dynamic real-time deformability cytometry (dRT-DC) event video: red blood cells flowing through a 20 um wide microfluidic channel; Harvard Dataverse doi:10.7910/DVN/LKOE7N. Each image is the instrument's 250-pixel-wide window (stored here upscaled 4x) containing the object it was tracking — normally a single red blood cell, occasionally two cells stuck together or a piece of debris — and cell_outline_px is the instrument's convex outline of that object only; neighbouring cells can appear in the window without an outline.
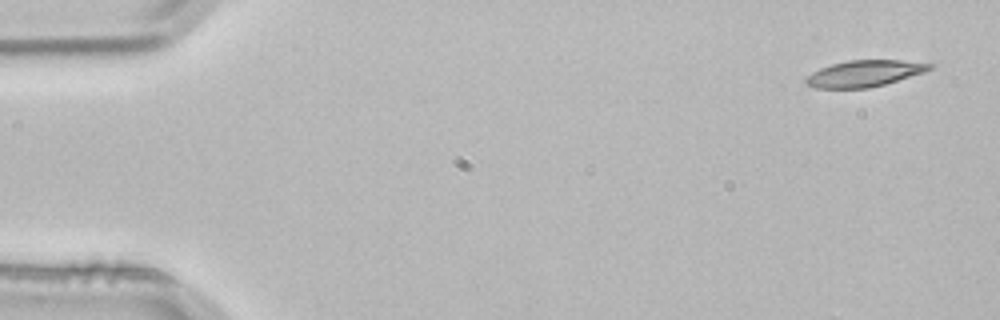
{"species": "common noctule bat (a hibernating species)", "species_latin": "Nyctalus noctula", "temperature_condition": "room temperature", "stored_images_in_passage": 3, "camera_frame_rate_fps": 3000, "um_per_image_px": 0.085, "animal": {"sex": "male", "body_mass_g": 21.5, "forearm_length_mm": 52.0}, "frame": {"image": 1, "passage_image": 1, "time_ms": 0.0, "image_size_px": [1000, 320], "cell_outline_px": [[936, 64], [932, 68], [924, 72], [884, 84], [868, 88], [816, 88], [808, 84], [804, 80], [812, 72], [820, 68], [832, 64], [848, 60], [900, 60]], "centroid_in_image_um": [73.48, 6.24], "position_along_channel_um": 11.5, "area_um2": 18.84}}